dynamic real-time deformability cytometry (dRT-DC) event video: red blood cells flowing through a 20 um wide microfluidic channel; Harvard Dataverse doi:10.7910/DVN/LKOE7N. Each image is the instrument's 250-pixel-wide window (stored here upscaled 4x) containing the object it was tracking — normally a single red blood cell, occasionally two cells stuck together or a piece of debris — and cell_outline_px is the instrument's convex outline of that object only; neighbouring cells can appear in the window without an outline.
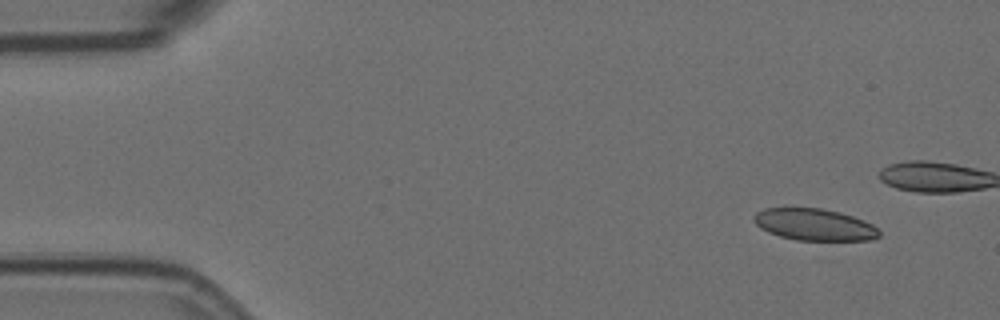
{"species": "Egyptian fruit bat (a non-hibernating species)", "species_latin": "Rousettus aegyptiacus", "temperature_condition": "room temperature", "stored_images_in_passage": 6, "camera_frame_rate_fps": 3000, "um_per_image_px": 0.085, "animal": {"sex": "female"}, "frame": {"image": 1, "passage_image": 1, "time_ms": 0.0, "image_size_px": [1000, 320], "cell_outline_px": [[880, 236], [872, 240], [796, 240], [780, 236], [768, 232], [760, 228], [752, 220], [752, 216], [756, 212], [764, 208], [784, 204], [820, 208], [840, 212], [864, 220], [872, 224], [880, 232]], "centroid_in_image_um": [69.13, 19.04], "position_along_channel_um": 15.9, "area_um2": 24.1}}
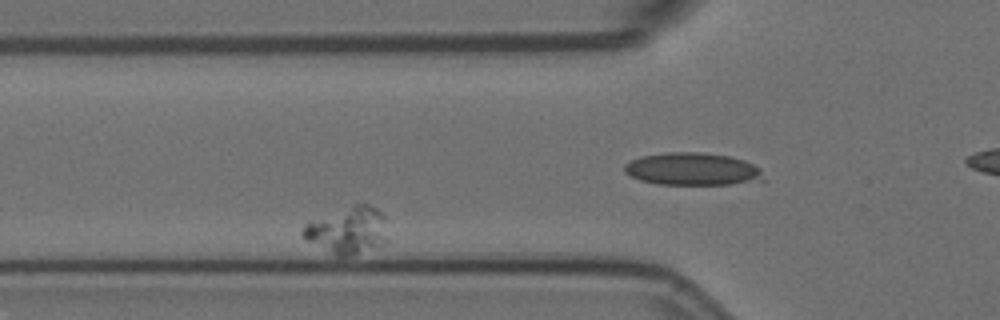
{"frame": {"image": 2, "passage_image": 4, "time_ms": 1.0, "image_size_px": [1000, 320], "cell_outline_px": [[388, 240], [348, 256], [336, 256], [304, 240], [300, 236], [300, 232], [304, 224], [308, 220], [352, 204], [364, 200], [376, 208], [384, 216]], "centroid_in_image_um": [29.47, 19.51], "position_along_channel_um": 96.3, "area_um2": 23.64}}